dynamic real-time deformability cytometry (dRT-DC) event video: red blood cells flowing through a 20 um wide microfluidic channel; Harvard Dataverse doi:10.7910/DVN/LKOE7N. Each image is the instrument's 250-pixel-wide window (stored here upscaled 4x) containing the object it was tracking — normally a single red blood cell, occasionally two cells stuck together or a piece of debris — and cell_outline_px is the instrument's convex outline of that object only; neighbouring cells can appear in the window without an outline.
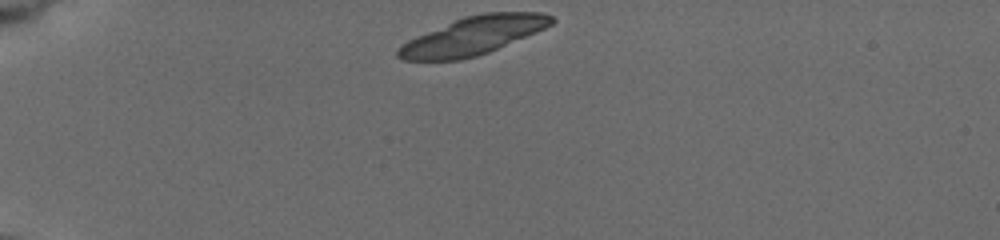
{"species": "common noctule bat (a hibernating species)", "species_latin": "Nyctalus noctula", "temperature_condition": "cold", "stored_images_in_passage": 9, "camera_frame_rate_fps": 3000, "um_per_image_px": 0.085, "animal": {"sex": "female", "body_mass_g": 19.5, "forearm_length_mm": 54.1}, "frame": {"image": 1, "passage_image": 1, "time_ms": 0.0, "image_size_px": [1000, 240], "cell_outline_px": [[556, 20], [552, 24], [536, 32], [488, 52], [476, 56], [460, 60], [404, 60], [396, 56], [396, 48], [408, 40], [416, 36], [464, 16], [484, 12], [540, 12], [552, 16]], "centroid_in_image_um": [40.2, 3.03], "position_along_channel_um": 44.8, "area_um2": 33.81}}